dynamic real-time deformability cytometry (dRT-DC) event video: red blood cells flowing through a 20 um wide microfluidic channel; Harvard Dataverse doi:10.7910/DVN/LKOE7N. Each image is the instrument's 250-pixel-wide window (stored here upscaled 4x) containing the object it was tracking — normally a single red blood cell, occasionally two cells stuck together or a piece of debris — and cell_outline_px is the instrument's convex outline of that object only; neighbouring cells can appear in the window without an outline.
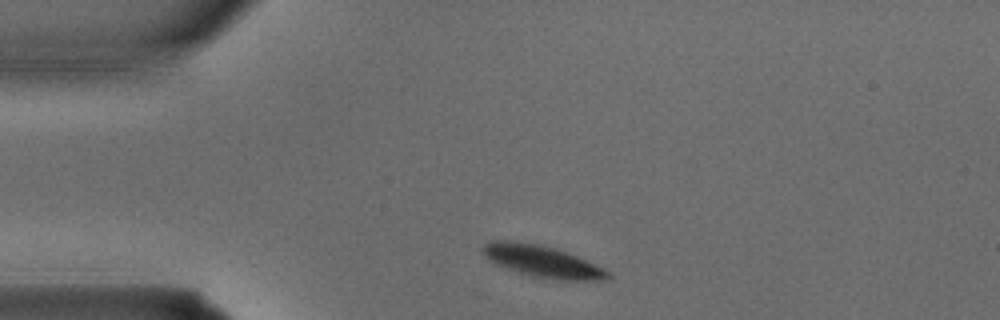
{"species": "common noctule bat (a hibernating species)", "species_latin": "Nyctalus noctula", "temperature_condition": "warm", "stored_images_in_passage": 1, "camera_frame_rate_fps": 3000, "um_per_image_px": 0.085, "animal": {"sex": "male", "body_mass_g": 15.6}, "frame": {"image": 1, "passage_image": 1, "time_ms": 0.0, "image_size_px": [1000, 320], "cell_outline_px": [[612, 276], [604, 280], [552, 280], [532, 276], [492, 264], [480, 252], [480, 248], [484, 244], [492, 240], [512, 240], [540, 244], [556, 248], [576, 256], [604, 268]], "centroid_in_image_um": [46.01, 22.2], "position_along_channel_um": 39.0, "area_um2": 23.52}}